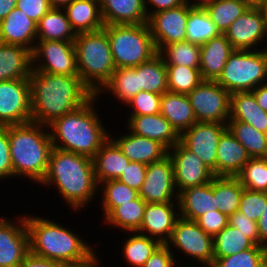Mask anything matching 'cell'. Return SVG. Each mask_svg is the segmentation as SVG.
<instances>
[{
  "label": "cell",
  "mask_w": 267,
  "mask_h": 267,
  "mask_svg": "<svg viewBox=\"0 0 267 267\" xmlns=\"http://www.w3.org/2000/svg\"><path fill=\"white\" fill-rule=\"evenodd\" d=\"M39 184L45 188L55 186L69 209L76 212L89 206L97 197L96 194L100 196L101 193L98 191L92 158L54 147L49 156L47 172Z\"/></svg>",
  "instance_id": "1"
},
{
  "label": "cell",
  "mask_w": 267,
  "mask_h": 267,
  "mask_svg": "<svg viewBox=\"0 0 267 267\" xmlns=\"http://www.w3.org/2000/svg\"><path fill=\"white\" fill-rule=\"evenodd\" d=\"M29 80L32 122L45 126L81 107L94 95L79 76L32 70Z\"/></svg>",
  "instance_id": "2"
},
{
  "label": "cell",
  "mask_w": 267,
  "mask_h": 267,
  "mask_svg": "<svg viewBox=\"0 0 267 267\" xmlns=\"http://www.w3.org/2000/svg\"><path fill=\"white\" fill-rule=\"evenodd\" d=\"M100 98L93 95L74 111L55 119L48 125L54 148L93 158L110 138V132L100 119L96 105Z\"/></svg>",
  "instance_id": "3"
},
{
  "label": "cell",
  "mask_w": 267,
  "mask_h": 267,
  "mask_svg": "<svg viewBox=\"0 0 267 267\" xmlns=\"http://www.w3.org/2000/svg\"><path fill=\"white\" fill-rule=\"evenodd\" d=\"M30 215V216H29ZM26 215L29 236V252L42 258L55 260L62 265L80 264L97 252L77 232L50 219Z\"/></svg>",
  "instance_id": "4"
},
{
  "label": "cell",
  "mask_w": 267,
  "mask_h": 267,
  "mask_svg": "<svg viewBox=\"0 0 267 267\" xmlns=\"http://www.w3.org/2000/svg\"><path fill=\"white\" fill-rule=\"evenodd\" d=\"M13 179L26 178L39 184L44 178L53 148L48 126L34 122L8 125Z\"/></svg>",
  "instance_id": "5"
},
{
  "label": "cell",
  "mask_w": 267,
  "mask_h": 267,
  "mask_svg": "<svg viewBox=\"0 0 267 267\" xmlns=\"http://www.w3.org/2000/svg\"><path fill=\"white\" fill-rule=\"evenodd\" d=\"M73 42L78 75L83 84L97 95L110 81L116 69L107 32L101 29L78 33Z\"/></svg>",
  "instance_id": "6"
},
{
  "label": "cell",
  "mask_w": 267,
  "mask_h": 267,
  "mask_svg": "<svg viewBox=\"0 0 267 267\" xmlns=\"http://www.w3.org/2000/svg\"><path fill=\"white\" fill-rule=\"evenodd\" d=\"M115 68H133L158 52L148 23L104 25Z\"/></svg>",
  "instance_id": "7"
},
{
  "label": "cell",
  "mask_w": 267,
  "mask_h": 267,
  "mask_svg": "<svg viewBox=\"0 0 267 267\" xmlns=\"http://www.w3.org/2000/svg\"><path fill=\"white\" fill-rule=\"evenodd\" d=\"M230 94L252 91L267 82V49L234 50L216 80Z\"/></svg>",
  "instance_id": "8"
},
{
  "label": "cell",
  "mask_w": 267,
  "mask_h": 267,
  "mask_svg": "<svg viewBox=\"0 0 267 267\" xmlns=\"http://www.w3.org/2000/svg\"><path fill=\"white\" fill-rule=\"evenodd\" d=\"M165 245L171 250L174 257L179 253L185 254L193 263L213 264V237L208 235L195 221L179 217L176 220L170 239ZM178 250L174 252L175 250ZM176 254V255H175ZM190 257V258H189ZM195 259V260H194Z\"/></svg>",
  "instance_id": "9"
},
{
  "label": "cell",
  "mask_w": 267,
  "mask_h": 267,
  "mask_svg": "<svg viewBox=\"0 0 267 267\" xmlns=\"http://www.w3.org/2000/svg\"><path fill=\"white\" fill-rule=\"evenodd\" d=\"M187 95L197 122L228 124L230 93L219 83L203 80Z\"/></svg>",
  "instance_id": "10"
},
{
  "label": "cell",
  "mask_w": 267,
  "mask_h": 267,
  "mask_svg": "<svg viewBox=\"0 0 267 267\" xmlns=\"http://www.w3.org/2000/svg\"><path fill=\"white\" fill-rule=\"evenodd\" d=\"M33 70L55 75L79 76L73 41H36Z\"/></svg>",
  "instance_id": "11"
},
{
  "label": "cell",
  "mask_w": 267,
  "mask_h": 267,
  "mask_svg": "<svg viewBox=\"0 0 267 267\" xmlns=\"http://www.w3.org/2000/svg\"><path fill=\"white\" fill-rule=\"evenodd\" d=\"M32 122L29 79L0 82V126Z\"/></svg>",
  "instance_id": "12"
},
{
  "label": "cell",
  "mask_w": 267,
  "mask_h": 267,
  "mask_svg": "<svg viewBox=\"0 0 267 267\" xmlns=\"http://www.w3.org/2000/svg\"><path fill=\"white\" fill-rule=\"evenodd\" d=\"M227 124L196 122L180 135V142L196 154L216 176L217 147Z\"/></svg>",
  "instance_id": "13"
},
{
  "label": "cell",
  "mask_w": 267,
  "mask_h": 267,
  "mask_svg": "<svg viewBox=\"0 0 267 267\" xmlns=\"http://www.w3.org/2000/svg\"><path fill=\"white\" fill-rule=\"evenodd\" d=\"M168 155L173 164L174 183L178 194L192 186L207 184L215 176L213 171L181 142L168 150Z\"/></svg>",
  "instance_id": "14"
},
{
  "label": "cell",
  "mask_w": 267,
  "mask_h": 267,
  "mask_svg": "<svg viewBox=\"0 0 267 267\" xmlns=\"http://www.w3.org/2000/svg\"><path fill=\"white\" fill-rule=\"evenodd\" d=\"M138 193L146 203L178 201L173 164L169 155L147 165L146 177Z\"/></svg>",
  "instance_id": "15"
},
{
  "label": "cell",
  "mask_w": 267,
  "mask_h": 267,
  "mask_svg": "<svg viewBox=\"0 0 267 267\" xmlns=\"http://www.w3.org/2000/svg\"><path fill=\"white\" fill-rule=\"evenodd\" d=\"M224 34L235 50L266 49V46L262 45L266 43V32L260 7H249Z\"/></svg>",
  "instance_id": "16"
},
{
  "label": "cell",
  "mask_w": 267,
  "mask_h": 267,
  "mask_svg": "<svg viewBox=\"0 0 267 267\" xmlns=\"http://www.w3.org/2000/svg\"><path fill=\"white\" fill-rule=\"evenodd\" d=\"M192 5L185 4L153 14L148 19L151 36L159 52L164 46L185 41L188 12Z\"/></svg>",
  "instance_id": "17"
},
{
  "label": "cell",
  "mask_w": 267,
  "mask_h": 267,
  "mask_svg": "<svg viewBox=\"0 0 267 267\" xmlns=\"http://www.w3.org/2000/svg\"><path fill=\"white\" fill-rule=\"evenodd\" d=\"M13 221L0 216V267H18L29 253L25 215Z\"/></svg>",
  "instance_id": "18"
},
{
  "label": "cell",
  "mask_w": 267,
  "mask_h": 267,
  "mask_svg": "<svg viewBox=\"0 0 267 267\" xmlns=\"http://www.w3.org/2000/svg\"><path fill=\"white\" fill-rule=\"evenodd\" d=\"M179 217L178 201L146 203L142 224L136 232L165 244Z\"/></svg>",
  "instance_id": "19"
},
{
  "label": "cell",
  "mask_w": 267,
  "mask_h": 267,
  "mask_svg": "<svg viewBox=\"0 0 267 267\" xmlns=\"http://www.w3.org/2000/svg\"><path fill=\"white\" fill-rule=\"evenodd\" d=\"M125 129L138 136L156 140L168 150L180 142V134L171 126L162 115L129 116L126 119Z\"/></svg>",
  "instance_id": "20"
},
{
  "label": "cell",
  "mask_w": 267,
  "mask_h": 267,
  "mask_svg": "<svg viewBox=\"0 0 267 267\" xmlns=\"http://www.w3.org/2000/svg\"><path fill=\"white\" fill-rule=\"evenodd\" d=\"M36 36L37 23L18 8H14L0 21L1 43L19 45L33 52Z\"/></svg>",
  "instance_id": "21"
},
{
  "label": "cell",
  "mask_w": 267,
  "mask_h": 267,
  "mask_svg": "<svg viewBox=\"0 0 267 267\" xmlns=\"http://www.w3.org/2000/svg\"><path fill=\"white\" fill-rule=\"evenodd\" d=\"M112 134L110 133V138L131 162L148 165L168 155V149L156 140L138 136L129 130L128 133L124 132V135H120L118 138Z\"/></svg>",
  "instance_id": "22"
},
{
  "label": "cell",
  "mask_w": 267,
  "mask_h": 267,
  "mask_svg": "<svg viewBox=\"0 0 267 267\" xmlns=\"http://www.w3.org/2000/svg\"><path fill=\"white\" fill-rule=\"evenodd\" d=\"M104 25L148 23L145 0H99Z\"/></svg>",
  "instance_id": "23"
},
{
  "label": "cell",
  "mask_w": 267,
  "mask_h": 267,
  "mask_svg": "<svg viewBox=\"0 0 267 267\" xmlns=\"http://www.w3.org/2000/svg\"><path fill=\"white\" fill-rule=\"evenodd\" d=\"M234 50L225 34L204 43L201 46L199 67L203 80L216 81Z\"/></svg>",
  "instance_id": "24"
},
{
  "label": "cell",
  "mask_w": 267,
  "mask_h": 267,
  "mask_svg": "<svg viewBox=\"0 0 267 267\" xmlns=\"http://www.w3.org/2000/svg\"><path fill=\"white\" fill-rule=\"evenodd\" d=\"M179 216L195 221L208 211H217L213 192V179L207 184L192 186L178 194Z\"/></svg>",
  "instance_id": "25"
},
{
  "label": "cell",
  "mask_w": 267,
  "mask_h": 267,
  "mask_svg": "<svg viewBox=\"0 0 267 267\" xmlns=\"http://www.w3.org/2000/svg\"><path fill=\"white\" fill-rule=\"evenodd\" d=\"M250 158L245 147L227 129L217 147L216 176H236Z\"/></svg>",
  "instance_id": "26"
},
{
  "label": "cell",
  "mask_w": 267,
  "mask_h": 267,
  "mask_svg": "<svg viewBox=\"0 0 267 267\" xmlns=\"http://www.w3.org/2000/svg\"><path fill=\"white\" fill-rule=\"evenodd\" d=\"M33 70L32 51L0 42V82L29 79Z\"/></svg>",
  "instance_id": "27"
},
{
  "label": "cell",
  "mask_w": 267,
  "mask_h": 267,
  "mask_svg": "<svg viewBox=\"0 0 267 267\" xmlns=\"http://www.w3.org/2000/svg\"><path fill=\"white\" fill-rule=\"evenodd\" d=\"M160 114L181 135L197 121L187 94L167 91L161 96Z\"/></svg>",
  "instance_id": "28"
},
{
  "label": "cell",
  "mask_w": 267,
  "mask_h": 267,
  "mask_svg": "<svg viewBox=\"0 0 267 267\" xmlns=\"http://www.w3.org/2000/svg\"><path fill=\"white\" fill-rule=\"evenodd\" d=\"M229 120L245 122L267 134V112L260 108L251 91L230 94Z\"/></svg>",
  "instance_id": "29"
},
{
  "label": "cell",
  "mask_w": 267,
  "mask_h": 267,
  "mask_svg": "<svg viewBox=\"0 0 267 267\" xmlns=\"http://www.w3.org/2000/svg\"><path fill=\"white\" fill-rule=\"evenodd\" d=\"M92 159L97 184L118 179L130 162L111 138L102 145Z\"/></svg>",
  "instance_id": "30"
},
{
  "label": "cell",
  "mask_w": 267,
  "mask_h": 267,
  "mask_svg": "<svg viewBox=\"0 0 267 267\" xmlns=\"http://www.w3.org/2000/svg\"><path fill=\"white\" fill-rule=\"evenodd\" d=\"M76 34L103 29L99 0H74L64 8Z\"/></svg>",
  "instance_id": "31"
},
{
  "label": "cell",
  "mask_w": 267,
  "mask_h": 267,
  "mask_svg": "<svg viewBox=\"0 0 267 267\" xmlns=\"http://www.w3.org/2000/svg\"><path fill=\"white\" fill-rule=\"evenodd\" d=\"M76 35L64 9L51 8L37 23L36 41H74Z\"/></svg>",
  "instance_id": "32"
},
{
  "label": "cell",
  "mask_w": 267,
  "mask_h": 267,
  "mask_svg": "<svg viewBox=\"0 0 267 267\" xmlns=\"http://www.w3.org/2000/svg\"><path fill=\"white\" fill-rule=\"evenodd\" d=\"M145 207L146 202L138 196L132 201L116 206L105 218H102V222L115 230L136 232L142 224Z\"/></svg>",
  "instance_id": "33"
},
{
  "label": "cell",
  "mask_w": 267,
  "mask_h": 267,
  "mask_svg": "<svg viewBox=\"0 0 267 267\" xmlns=\"http://www.w3.org/2000/svg\"><path fill=\"white\" fill-rule=\"evenodd\" d=\"M107 92L125 106L127 102L140 92L137 66L133 68H116L110 81L102 88L97 96L99 97L104 93L107 94Z\"/></svg>",
  "instance_id": "34"
},
{
  "label": "cell",
  "mask_w": 267,
  "mask_h": 267,
  "mask_svg": "<svg viewBox=\"0 0 267 267\" xmlns=\"http://www.w3.org/2000/svg\"><path fill=\"white\" fill-rule=\"evenodd\" d=\"M243 190L244 187L236 176H214L215 208L229 217L238 211Z\"/></svg>",
  "instance_id": "35"
},
{
  "label": "cell",
  "mask_w": 267,
  "mask_h": 267,
  "mask_svg": "<svg viewBox=\"0 0 267 267\" xmlns=\"http://www.w3.org/2000/svg\"><path fill=\"white\" fill-rule=\"evenodd\" d=\"M137 75H139L140 91L161 95L168 91L167 68L159 53L138 65Z\"/></svg>",
  "instance_id": "36"
},
{
  "label": "cell",
  "mask_w": 267,
  "mask_h": 267,
  "mask_svg": "<svg viewBox=\"0 0 267 267\" xmlns=\"http://www.w3.org/2000/svg\"><path fill=\"white\" fill-rule=\"evenodd\" d=\"M220 34L204 7L192 6L189 9L185 41L202 46Z\"/></svg>",
  "instance_id": "37"
},
{
  "label": "cell",
  "mask_w": 267,
  "mask_h": 267,
  "mask_svg": "<svg viewBox=\"0 0 267 267\" xmlns=\"http://www.w3.org/2000/svg\"><path fill=\"white\" fill-rule=\"evenodd\" d=\"M128 237L122 242V252L126 263L132 267H142L161 243L138 232H125Z\"/></svg>",
  "instance_id": "38"
},
{
  "label": "cell",
  "mask_w": 267,
  "mask_h": 267,
  "mask_svg": "<svg viewBox=\"0 0 267 267\" xmlns=\"http://www.w3.org/2000/svg\"><path fill=\"white\" fill-rule=\"evenodd\" d=\"M203 7L221 34L249 8L243 0H213Z\"/></svg>",
  "instance_id": "39"
},
{
  "label": "cell",
  "mask_w": 267,
  "mask_h": 267,
  "mask_svg": "<svg viewBox=\"0 0 267 267\" xmlns=\"http://www.w3.org/2000/svg\"><path fill=\"white\" fill-rule=\"evenodd\" d=\"M227 127L245 147L251 158L267 157V134L259 132L251 125L237 120H229Z\"/></svg>",
  "instance_id": "40"
},
{
  "label": "cell",
  "mask_w": 267,
  "mask_h": 267,
  "mask_svg": "<svg viewBox=\"0 0 267 267\" xmlns=\"http://www.w3.org/2000/svg\"><path fill=\"white\" fill-rule=\"evenodd\" d=\"M213 244L214 257H227L256 245L230 224L213 237Z\"/></svg>",
  "instance_id": "41"
},
{
  "label": "cell",
  "mask_w": 267,
  "mask_h": 267,
  "mask_svg": "<svg viewBox=\"0 0 267 267\" xmlns=\"http://www.w3.org/2000/svg\"><path fill=\"white\" fill-rule=\"evenodd\" d=\"M98 191H102L101 208L105 218L116 206L132 201L139 196L138 191L117 179L106 180L98 184ZM101 188V189H100Z\"/></svg>",
  "instance_id": "42"
},
{
  "label": "cell",
  "mask_w": 267,
  "mask_h": 267,
  "mask_svg": "<svg viewBox=\"0 0 267 267\" xmlns=\"http://www.w3.org/2000/svg\"><path fill=\"white\" fill-rule=\"evenodd\" d=\"M201 46L188 41L164 46L158 53L166 65H182L190 68L200 67Z\"/></svg>",
  "instance_id": "43"
},
{
  "label": "cell",
  "mask_w": 267,
  "mask_h": 267,
  "mask_svg": "<svg viewBox=\"0 0 267 267\" xmlns=\"http://www.w3.org/2000/svg\"><path fill=\"white\" fill-rule=\"evenodd\" d=\"M166 68L170 92L188 94L203 81L199 68L182 65H166Z\"/></svg>",
  "instance_id": "44"
},
{
  "label": "cell",
  "mask_w": 267,
  "mask_h": 267,
  "mask_svg": "<svg viewBox=\"0 0 267 267\" xmlns=\"http://www.w3.org/2000/svg\"><path fill=\"white\" fill-rule=\"evenodd\" d=\"M236 177L245 189L267 192V157L250 158Z\"/></svg>",
  "instance_id": "45"
},
{
  "label": "cell",
  "mask_w": 267,
  "mask_h": 267,
  "mask_svg": "<svg viewBox=\"0 0 267 267\" xmlns=\"http://www.w3.org/2000/svg\"><path fill=\"white\" fill-rule=\"evenodd\" d=\"M213 267H267V247L255 245L227 257H214Z\"/></svg>",
  "instance_id": "46"
},
{
  "label": "cell",
  "mask_w": 267,
  "mask_h": 267,
  "mask_svg": "<svg viewBox=\"0 0 267 267\" xmlns=\"http://www.w3.org/2000/svg\"><path fill=\"white\" fill-rule=\"evenodd\" d=\"M161 94L140 91L127 104L128 116L155 115L160 113Z\"/></svg>",
  "instance_id": "47"
},
{
  "label": "cell",
  "mask_w": 267,
  "mask_h": 267,
  "mask_svg": "<svg viewBox=\"0 0 267 267\" xmlns=\"http://www.w3.org/2000/svg\"><path fill=\"white\" fill-rule=\"evenodd\" d=\"M267 202V192L243 190L240 198L238 211L243 213L249 219L257 222L262 216L264 205Z\"/></svg>",
  "instance_id": "48"
},
{
  "label": "cell",
  "mask_w": 267,
  "mask_h": 267,
  "mask_svg": "<svg viewBox=\"0 0 267 267\" xmlns=\"http://www.w3.org/2000/svg\"><path fill=\"white\" fill-rule=\"evenodd\" d=\"M229 217L217 211H208L198 217L195 222L210 236L214 237L228 225Z\"/></svg>",
  "instance_id": "49"
},
{
  "label": "cell",
  "mask_w": 267,
  "mask_h": 267,
  "mask_svg": "<svg viewBox=\"0 0 267 267\" xmlns=\"http://www.w3.org/2000/svg\"><path fill=\"white\" fill-rule=\"evenodd\" d=\"M228 224L238 229V231L251 239L256 245L260 246V237L257 222L249 219L240 211H236L229 216Z\"/></svg>",
  "instance_id": "50"
},
{
  "label": "cell",
  "mask_w": 267,
  "mask_h": 267,
  "mask_svg": "<svg viewBox=\"0 0 267 267\" xmlns=\"http://www.w3.org/2000/svg\"><path fill=\"white\" fill-rule=\"evenodd\" d=\"M8 126H0V180H10L13 177V167L10 155Z\"/></svg>",
  "instance_id": "51"
},
{
  "label": "cell",
  "mask_w": 267,
  "mask_h": 267,
  "mask_svg": "<svg viewBox=\"0 0 267 267\" xmlns=\"http://www.w3.org/2000/svg\"><path fill=\"white\" fill-rule=\"evenodd\" d=\"M146 170L147 165L130 161L124 169L123 174L120 175L117 180L139 192V189L146 177Z\"/></svg>",
  "instance_id": "52"
},
{
  "label": "cell",
  "mask_w": 267,
  "mask_h": 267,
  "mask_svg": "<svg viewBox=\"0 0 267 267\" xmlns=\"http://www.w3.org/2000/svg\"><path fill=\"white\" fill-rule=\"evenodd\" d=\"M16 8L22 10L36 23L51 9L49 0H17Z\"/></svg>",
  "instance_id": "53"
},
{
  "label": "cell",
  "mask_w": 267,
  "mask_h": 267,
  "mask_svg": "<svg viewBox=\"0 0 267 267\" xmlns=\"http://www.w3.org/2000/svg\"><path fill=\"white\" fill-rule=\"evenodd\" d=\"M177 261L172 251L161 244L142 267H175Z\"/></svg>",
  "instance_id": "54"
},
{
  "label": "cell",
  "mask_w": 267,
  "mask_h": 267,
  "mask_svg": "<svg viewBox=\"0 0 267 267\" xmlns=\"http://www.w3.org/2000/svg\"><path fill=\"white\" fill-rule=\"evenodd\" d=\"M186 2L187 0H145V10L149 19L157 12L179 7Z\"/></svg>",
  "instance_id": "55"
},
{
  "label": "cell",
  "mask_w": 267,
  "mask_h": 267,
  "mask_svg": "<svg viewBox=\"0 0 267 267\" xmlns=\"http://www.w3.org/2000/svg\"><path fill=\"white\" fill-rule=\"evenodd\" d=\"M63 265L55 260L38 257L28 253L18 267H62Z\"/></svg>",
  "instance_id": "56"
},
{
  "label": "cell",
  "mask_w": 267,
  "mask_h": 267,
  "mask_svg": "<svg viewBox=\"0 0 267 267\" xmlns=\"http://www.w3.org/2000/svg\"><path fill=\"white\" fill-rule=\"evenodd\" d=\"M259 230L260 246L267 247V202L264 205L262 216L257 220Z\"/></svg>",
  "instance_id": "57"
},
{
  "label": "cell",
  "mask_w": 267,
  "mask_h": 267,
  "mask_svg": "<svg viewBox=\"0 0 267 267\" xmlns=\"http://www.w3.org/2000/svg\"><path fill=\"white\" fill-rule=\"evenodd\" d=\"M262 110L267 112V82L259 85L251 91Z\"/></svg>",
  "instance_id": "58"
},
{
  "label": "cell",
  "mask_w": 267,
  "mask_h": 267,
  "mask_svg": "<svg viewBox=\"0 0 267 267\" xmlns=\"http://www.w3.org/2000/svg\"><path fill=\"white\" fill-rule=\"evenodd\" d=\"M16 2L17 0H0V21L16 8Z\"/></svg>",
  "instance_id": "59"
},
{
  "label": "cell",
  "mask_w": 267,
  "mask_h": 267,
  "mask_svg": "<svg viewBox=\"0 0 267 267\" xmlns=\"http://www.w3.org/2000/svg\"><path fill=\"white\" fill-rule=\"evenodd\" d=\"M98 252L91 259L80 264L63 265L62 267H100L102 265ZM101 264V265H100ZM102 267V266H101Z\"/></svg>",
  "instance_id": "60"
},
{
  "label": "cell",
  "mask_w": 267,
  "mask_h": 267,
  "mask_svg": "<svg viewBox=\"0 0 267 267\" xmlns=\"http://www.w3.org/2000/svg\"><path fill=\"white\" fill-rule=\"evenodd\" d=\"M74 0H49L51 8H59L64 9L67 5H69Z\"/></svg>",
  "instance_id": "61"
},
{
  "label": "cell",
  "mask_w": 267,
  "mask_h": 267,
  "mask_svg": "<svg viewBox=\"0 0 267 267\" xmlns=\"http://www.w3.org/2000/svg\"><path fill=\"white\" fill-rule=\"evenodd\" d=\"M249 7H261L267 0H243Z\"/></svg>",
  "instance_id": "62"
},
{
  "label": "cell",
  "mask_w": 267,
  "mask_h": 267,
  "mask_svg": "<svg viewBox=\"0 0 267 267\" xmlns=\"http://www.w3.org/2000/svg\"><path fill=\"white\" fill-rule=\"evenodd\" d=\"M181 261L179 260L177 263H176V265H175V267H213V264H202L201 265V263H200V265H199V263H197V264H191V263H189V265H188V263H186L185 265L184 264H179ZM192 265V266H191ZM199 265V266H198Z\"/></svg>",
  "instance_id": "63"
},
{
  "label": "cell",
  "mask_w": 267,
  "mask_h": 267,
  "mask_svg": "<svg viewBox=\"0 0 267 267\" xmlns=\"http://www.w3.org/2000/svg\"><path fill=\"white\" fill-rule=\"evenodd\" d=\"M264 15V24H265V32H266V41H267V2L260 7ZM266 49H267V42H266Z\"/></svg>",
  "instance_id": "64"
},
{
  "label": "cell",
  "mask_w": 267,
  "mask_h": 267,
  "mask_svg": "<svg viewBox=\"0 0 267 267\" xmlns=\"http://www.w3.org/2000/svg\"><path fill=\"white\" fill-rule=\"evenodd\" d=\"M213 0H187L192 6H204L205 4L212 2Z\"/></svg>",
  "instance_id": "65"
}]
</instances>
